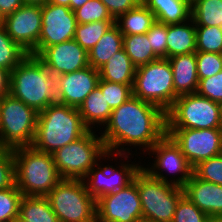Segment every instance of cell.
<instances>
[{"label": "cell", "instance_id": "cell-45", "mask_svg": "<svg viewBox=\"0 0 222 222\" xmlns=\"http://www.w3.org/2000/svg\"><path fill=\"white\" fill-rule=\"evenodd\" d=\"M88 0H70V9L74 11L75 9L82 7Z\"/></svg>", "mask_w": 222, "mask_h": 222}, {"label": "cell", "instance_id": "cell-50", "mask_svg": "<svg viewBox=\"0 0 222 222\" xmlns=\"http://www.w3.org/2000/svg\"><path fill=\"white\" fill-rule=\"evenodd\" d=\"M221 121H222V103H220Z\"/></svg>", "mask_w": 222, "mask_h": 222}, {"label": "cell", "instance_id": "cell-28", "mask_svg": "<svg viewBox=\"0 0 222 222\" xmlns=\"http://www.w3.org/2000/svg\"><path fill=\"white\" fill-rule=\"evenodd\" d=\"M195 26L222 27V0H195L191 3Z\"/></svg>", "mask_w": 222, "mask_h": 222}, {"label": "cell", "instance_id": "cell-8", "mask_svg": "<svg viewBox=\"0 0 222 222\" xmlns=\"http://www.w3.org/2000/svg\"><path fill=\"white\" fill-rule=\"evenodd\" d=\"M132 95L167 112L178 98L169 60L159 58L136 67Z\"/></svg>", "mask_w": 222, "mask_h": 222}, {"label": "cell", "instance_id": "cell-22", "mask_svg": "<svg viewBox=\"0 0 222 222\" xmlns=\"http://www.w3.org/2000/svg\"><path fill=\"white\" fill-rule=\"evenodd\" d=\"M196 52V28L192 19L167 25V59Z\"/></svg>", "mask_w": 222, "mask_h": 222}, {"label": "cell", "instance_id": "cell-46", "mask_svg": "<svg viewBox=\"0 0 222 222\" xmlns=\"http://www.w3.org/2000/svg\"><path fill=\"white\" fill-rule=\"evenodd\" d=\"M47 2L55 5L67 6L70 8V0H48Z\"/></svg>", "mask_w": 222, "mask_h": 222}, {"label": "cell", "instance_id": "cell-5", "mask_svg": "<svg viewBox=\"0 0 222 222\" xmlns=\"http://www.w3.org/2000/svg\"><path fill=\"white\" fill-rule=\"evenodd\" d=\"M52 155L60 177L69 179H83L98 161L117 156L107 153L103 139L93 130H88Z\"/></svg>", "mask_w": 222, "mask_h": 222}, {"label": "cell", "instance_id": "cell-24", "mask_svg": "<svg viewBox=\"0 0 222 222\" xmlns=\"http://www.w3.org/2000/svg\"><path fill=\"white\" fill-rule=\"evenodd\" d=\"M84 125L93 130L96 128V124L100 127H105L108 122L112 109L106 102L105 97L99 87L95 88L84 100L81 106L78 108ZM93 125L95 127H93ZM103 125V126H102Z\"/></svg>", "mask_w": 222, "mask_h": 222}, {"label": "cell", "instance_id": "cell-39", "mask_svg": "<svg viewBox=\"0 0 222 222\" xmlns=\"http://www.w3.org/2000/svg\"><path fill=\"white\" fill-rule=\"evenodd\" d=\"M146 35L154 54L158 58H167V25L155 21Z\"/></svg>", "mask_w": 222, "mask_h": 222}, {"label": "cell", "instance_id": "cell-13", "mask_svg": "<svg viewBox=\"0 0 222 222\" xmlns=\"http://www.w3.org/2000/svg\"><path fill=\"white\" fill-rule=\"evenodd\" d=\"M97 222H143L137 183L133 180L125 188L96 200Z\"/></svg>", "mask_w": 222, "mask_h": 222}, {"label": "cell", "instance_id": "cell-9", "mask_svg": "<svg viewBox=\"0 0 222 222\" xmlns=\"http://www.w3.org/2000/svg\"><path fill=\"white\" fill-rule=\"evenodd\" d=\"M46 197L59 222H97L96 200L83 179L62 178Z\"/></svg>", "mask_w": 222, "mask_h": 222}, {"label": "cell", "instance_id": "cell-23", "mask_svg": "<svg viewBox=\"0 0 222 222\" xmlns=\"http://www.w3.org/2000/svg\"><path fill=\"white\" fill-rule=\"evenodd\" d=\"M98 71L101 80L133 85L136 66L122 49L115 53Z\"/></svg>", "mask_w": 222, "mask_h": 222}, {"label": "cell", "instance_id": "cell-2", "mask_svg": "<svg viewBox=\"0 0 222 222\" xmlns=\"http://www.w3.org/2000/svg\"><path fill=\"white\" fill-rule=\"evenodd\" d=\"M58 77L52 74L43 62L28 54L10 72V92L37 113L51 104L58 103Z\"/></svg>", "mask_w": 222, "mask_h": 222}, {"label": "cell", "instance_id": "cell-36", "mask_svg": "<svg viewBox=\"0 0 222 222\" xmlns=\"http://www.w3.org/2000/svg\"><path fill=\"white\" fill-rule=\"evenodd\" d=\"M193 173L201 180L222 185V153L201 161Z\"/></svg>", "mask_w": 222, "mask_h": 222}, {"label": "cell", "instance_id": "cell-30", "mask_svg": "<svg viewBox=\"0 0 222 222\" xmlns=\"http://www.w3.org/2000/svg\"><path fill=\"white\" fill-rule=\"evenodd\" d=\"M114 23L115 20H104L77 24L74 40L89 52Z\"/></svg>", "mask_w": 222, "mask_h": 222}, {"label": "cell", "instance_id": "cell-19", "mask_svg": "<svg viewBox=\"0 0 222 222\" xmlns=\"http://www.w3.org/2000/svg\"><path fill=\"white\" fill-rule=\"evenodd\" d=\"M183 190L184 195L208 216H222V185L201 180L193 173Z\"/></svg>", "mask_w": 222, "mask_h": 222}, {"label": "cell", "instance_id": "cell-12", "mask_svg": "<svg viewBox=\"0 0 222 222\" xmlns=\"http://www.w3.org/2000/svg\"><path fill=\"white\" fill-rule=\"evenodd\" d=\"M166 134L180 147L193 168L222 153V128H166Z\"/></svg>", "mask_w": 222, "mask_h": 222}, {"label": "cell", "instance_id": "cell-6", "mask_svg": "<svg viewBox=\"0 0 222 222\" xmlns=\"http://www.w3.org/2000/svg\"><path fill=\"white\" fill-rule=\"evenodd\" d=\"M140 196L143 222H172L184 190L152 177L142 167L134 176Z\"/></svg>", "mask_w": 222, "mask_h": 222}, {"label": "cell", "instance_id": "cell-1", "mask_svg": "<svg viewBox=\"0 0 222 222\" xmlns=\"http://www.w3.org/2000/svg\"><path fill=\"white\" fill-rule=\"evenodd\" d=\"M105 126L103 133L99 134L107 153L129 159L128 156L133 158L134 154L130 153L131 148L128 146H139L138 149H143L145 154L166 134V112L152 103L132 96L112 110ZM125 146L127 147L124 148Z\"/></svg>", "mask_w": 222, "mask_h": 222}, {"label": "cell", "instance_id": "cell-31", "mask_svg": "<svg viewBox=\"0 0 222 222\" xmlns=\"http://www.w3.org/2000/svg\"><path fill=\"white\" fill-rule=\"evenodd\" d=\"M28 55L7 34L5 28L0 27V68L10 72Z\"/></svg>", "mask_w": 222, "mask_h": 222}, {"label": "cell", "instance_id": "cell-32", "mask_svg": "<svg viewBox=\"0 0 222 222\" xmlns=\"http://www.w3.org/2000/svg\"><path fill=\"white\" fill-rule=\"evenodd\" d=\"M196 52L222 54V27L195 26Z\"/></svg>", "mask_w": 222, "mask_h": 222}, {"label": "cell", "instance_id": "cell-4", "mask_svg": "<svg viewBox=\"0 0 222 222\" xmlns=\"http://www.w3.org/2000/svg\"><path fill=\"white\" fill-rule=\"evenodd\" d=\"M15 185L23 196L46 197L62 179L52 154L30 147L13 149Z\"/></svg>", "mask_w": 222, "mask_h": 222}, {"label": "cell", "instance_id": "cell-42", "mask_svg": "<svg viewBox=\"0 0 222 222\" xmlns=\"http://www.w3.org/2000/svg\"><path fill=\"white\" fill-rule=\"evenodd\" d=\"M113 19L135 8L140 0H101Z\"/></svg>", "mask_w": 222, "mask_h": 222}, {"label": "cell", "instance_id": "cell-48", "mask_svg": "<svg viewBox=\"0 0 222 222\" xmlns=\"http://www.w3.org/2000/svg\"><path fill=\"white\" fill-rule=\"evenodd\" d=\"M205 222H222V216H217V215L208 216Z\"/></svg>", "mask_w": 222, "mask_h": 222}, {"label": "cell", "instance_id": "cell-37", "mask_svg": "<svg viewBox=\"0 0 222 222\" xmlns=\"http://www.w3.org/2000/svg\"><path fill=\"white\" fill-rule=\"evenodd\" d=\"M207 217L206 213L183 195L176 206L172 222H205Z\"/></svg>", "mask_w": 222, "mask_h": 222}, {"label": "cell", "instance_id": "cell-14", "mask_svg": "<svg viewBox=\"0 0 222 222\" xmlns=\"http://www.w3.org/2000/svg\"><path fill=\"white\" fill-rule=\"evenodd\" d=\"M77 20L67 6L46 2L42 5V28L38 46L32 53L38 56L46 47L74 39Z\"/></svg>", "mask_w": 222, "mask_h": 222}, {"label": "cell", "instance_id": "cell-34", "mask_svg": "<svg viewBox=\"0 0 222 222\" xmlns=\"http://www.w3.org/2000/svg\"><path fill=\"white\" fill-rule=\"evenodd\" d=\"M132 86L133 85L113 83L101 79H99L98 82V87L112 110L118 108L133 96Z\"/></svg>", "mask_w": 222, "mask_h": 222}, {"label": "cell", "instance_id": "cell-11", "mask_svg": "<svg viewBox=\"0 0 222 222\" xmlns=\"http://www.w3.org/2000/svg\"><path fill=\"white\" fill-rule=\"evenodd\" d=\"M147 152L148 155L152 152L155 155L154 163L150 165L151 167L142 166V168L152 177L183 188L193 175V167L181 152L180 147L168 134H165ZM163 171L170 172L178 177H171L172 180L168 179L167 174L161 173Z\"/></svg>", "mask_w": 222, "mask_h": 222}, {"label": "cell", "instance_id": "cell-16", "mask_svg": "<svg viewBox=\"0 0 222 222\" xmlns=\"http://www.w3.org/2000/svg\"><path fill=\"white\" fill-rule=\"evenodd\" d=\"M101 162H97L83 178L87 191L95 200L125 188L134 180V176L142 167L138 163L126 161L127 163L121 162L117 167L119 169H116L113 165L105 166L103 163L100 164Z\"/></svg>", "mask_w": 222, "mask_h": 222}, {"label": "cell", "instance_id": "cell-26", "mask_svg": "<svg viewBox=\"0 0 222 222\" xmlns=\"http://www.w3.org/2000/svg\"><path fill=\"white\" fill-rule=\"evenodd\" d=\"M153 12L140 2L135 8L115 19L123 36L146 34L155 22Z\"/></svg>", "mask_w": 222, "mask_h": 222}, {"label": "cell", "instance_id": "cell-47", "mask_svg": "<svg viewBox=\"0 0 222 222\" xmlns=\"http://www.w3.org/2000/svg\"><path fill=\"white\" fill-rule=\"evenodd\" d=\"M48 0H23L24 4L44 5Z\"/></svg>", "mask_w": 222, "mask_h": 222}, {"label": "cell", "instance_id": "cell-7", "mask_svg": "<svg viewBox=\"0 0 222 222\" xmlns=\"http://www.w3.org/2000/svg\"><path fill=\"white\" fill-rule=\"evenodd\" d=\"M38 113L20 99L0 98V148L13 150L33 144Z\"/></svg>", "mask_w": 222, "mask_h": 222}, {"label": "cell", "instance_id": "cell-33", "mask_svg": "<svg viewBox=\"0 0 222 222\" xmlns=\"http://www.w3.org/2000/svg\"><path fill=\"white\" fill-rule=\"evenodd\" d=\"M23 195L16 185L0 190V222H17Z\"/></svg>", "mask_w": 222, "mask_h": 222}, {"label": "cell", "instance_id": "cell-43", "mask_svg": "<svg viewBox=\"0 0 222 222\" xmlns=\"http://www.w3.org/2000/svg\"><path fill=\"white\" fill-rule=\"evenodd\" d=\"M24 5L23 0H0V12L5 17L13 13L20 6Z\"/></svg>", "mask_w": 222, "mask_h": 222}, {"label": "cell", "instance_id": "cell-29", "mask_svg": "<svg viewBox=\"0 0 222 222\" xmlns=\"http://www.w3.org/2000/svg\"><path fill=\"white\" fill-rule=\"evenodd\" d=\"M123 49L136 67L159 59L154 54L146 34L123 36Z\"/></svg>", "mask_w": 222, "mask_h": 222}, {"label": "cell", "instance_id": "cell-38", "mask_svg": "<svg viewBox=\"0 0 222 222\" xmlns=\"http://www.w3.org/2000/svg\"><path fill=\"white\" fill-rule=\"evenodd\" d=\"M198 79L216 75L222 70V54L196 52Z\"/></svg>", "mask_w": 222, "mask_h": 222}, {"label": "cell", "instance_id": "cell-44", "mask_svg": "<svg viewBox=\"0 0 222 222\" xmlns=\"http://www.w3.org/2000/svg\"><path fill=\"white\" fill-rule=\"evenodd\" d=\"M10 92V71L0 68V98Z\"/></svg>", "mask_w": 222, "mask_h": 222}, {"label": "cell", "instance_id": "cell-35", "mask_svg": "<svg viewBox=\"0 0 222 222\" xmlns=\"http://www.w3.org/2000/svg\"><path fill=\"white\" fill-rule=\"evenodd\" d=\"M74 13L78 24L114 20L101 0H88L82 7L75 9Z\"/></svg>", "mask_w": 222, "mask_h": 222}, {"label": "cell", "instance_id": "cell-17", "mask_svg": "<svg viewBox=\"0 0 222 222\" xmlns=\"http://www.w3.org/2000/svg\"><path fill=\"white\" fill-rule=\"evenodd\" d=\"M56 93L59 104L79 108L86 97L98 87V69L90 65L71 73L58 75Z\"/></svg>", "mask_w": 222, "mask_h": 222}, {"label": "cell", "instance_id": "cell-3", "mask_svg": "<svg viewBox=\"0 0 222 222\" xmlns=\"http://www.w3.org/2000/svg\"><path fill=\"white\" fill-rule=\"evenodd\" d=\"M88 130L78 108L59 103L51 104L38 113L32 147L37 151L53 154L83 136Z\"/></svg>", "mask_w": 222, "mask_h": 222}, {"label": "cell", "instance_id": "cell-49", "mask_svg": "<svg viewBox=\"0 0 222 222\" xmlns=\"http://www.w3.org/2000/svg\"><path fill=\"white\" fill-rule=\"evenodd\" d=\"M4 16L2 15V13L0 12V27H2L4 25Z\"/></svg>", "mask_w": 222, "mask_h": 222}, {"label": "cell", "instance_id": "cell-15", "mask_svg": "<svg viewBox=\"0 0 222 222\" xmlns=\"http://www.w3.org/2000/svg\"><path fill=\"white\" fill-rule=\"evenodd\" d=\"M8 36L28 54L37 46L42 28V5L24 4L4 18Z\"/></svg>", "mask_w": 222, "mask_h": 222}, {"label": "cell", "instance_id": "cell-20", "mask_svg": "<svg viewBox=\"0 0 222 222\" xmlns=\"http://www.w3.org/2000/svg\"><path fill=\"white\" fill-rule=\"evenodd\" d=\"M173 72V83L177 97L196 93L198 88L196 52L168 58Z\"/></svg>", "mask_w": 222, "mask_h": 222}, {"label": "cell", "instance_id": "cell-10", "mask_svg": "<svg viewBox=\"0 0 222 222\" xmlns=\"http://www.w3.org/2000/svg\"><path fill=\"white\" fill-rule=\"evenodd\" d=\"M166 128H222L220 104L197 93L179 96L166 112Z\"/></svg>", "mask_w": 222, "mask_h": 222}, {"label": "cell", "instance_id": "cell-21", "mask_svg": "<svg viewBox=\"0 0 222 222\" xmlns=\"http://www.w3.org/2000/svg\"><path fill=\"white\" fill-rule=\"evenodd\" d=\"M155 20L166 25L180 24L191 19V2L189 0H143Z\"/></svg>", "mask_w": 222, "mask_h": 222}, {"label": "cell", "instance_id": "cell-41", "mask_svg": "<svg viewBox=\"0 0 222 222\" xmlns=\"http://www.w3.org/2000/svg\"><path fill=\"white\" fill-rule=\"evenodd\" d=\"M196 93L213 102L222 103V70L214 76L199 79Z\"/></svg>", "mask_w": 222, "mask_h": 222}, {"label": "cell", "instance_id": "cell-25", "mask_svg": "<svg viewBox=\"0 0 222 222\" xmlns=\"http://www.w3.org/2000/svg\"><path fill=\"white\" fill-rule=\"evenodd\" d=\"M123 49V34L114 23L97 44L88 52V63L99 69L117 52Z\"/></svg>", "mask_w": 222, "mask_h": 222}, {"label": "cell", "instance_id": "cell-18", "mask_svg": "<svg viewBox=\"0 0 222 222\" xmlns=\"http://www.w3.org/2000/svg\"><path fill=\"white\" fill-rule=\"evenodd\" d=\"M37 57L56 76L89 66L88 52L74 39L46 47Z\"/></svg>", "mask_w": 222, "mask_h": 222}, {"label": "cell", "instance_id": "cell-27", "mask_svg": "<svg viewBox=\"0 0 222 222\" xmlns=\"http://www.w3.org/2000/svg\"><path fill=\"white\" fill-rule=\"evenodd\" d=\"M17 222H59L47 197L23 196Z\"/></svg>", "mask_w": 222, "mask_h": 222}, {"label": "cell", "instance_id": "cell-40", "mask_svg": "<svg viewBox=\"0 0 222 222\" xmlns=\"http://www.w3.org/2000/svg\"><path fill=\"white\" fill-rule=\"evenodd\" d=\"M15 185V162L13 151L0 148V190Z\"/></svg>", "mask_w": 222, "mask_h": 222}]
</instances>
